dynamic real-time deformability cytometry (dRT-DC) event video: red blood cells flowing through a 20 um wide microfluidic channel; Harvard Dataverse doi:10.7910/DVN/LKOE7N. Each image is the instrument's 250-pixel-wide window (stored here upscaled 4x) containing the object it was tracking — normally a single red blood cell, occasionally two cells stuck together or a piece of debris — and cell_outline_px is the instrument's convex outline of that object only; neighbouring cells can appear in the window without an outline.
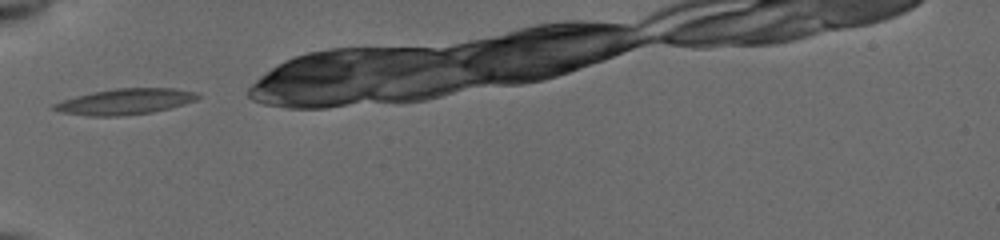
{"species": "common noctule bat (a hibernating species)", "species_latin": "Nyctalus noctula", "temperature_condition": "cold", "stored_images_in_passage": 22, "camera_frame_rate_fps": 3000, "um_per_image_px": 0.085, "animal": {"sex": "female", "body_mass_g": 19.5, "forearm_length_mm": 54.1}, "frame": {"image": 1, "passage_image": 1, "time_ms": 0.0, "image_size_px": [1000, 240], "cell_outline_px": [[200, 96], [196, 100], [184, 104], [152, 112], [120, 116], [92, 116], [60, 112], [48, 108], [52, 104], [76, 96], [92, 92], [116, 88], [172, 88], [196, 92]], "centroid_in_image_um": [10.6, 8.63], "position_along_channel_um": 74.4, "area_um2": 21.56}}
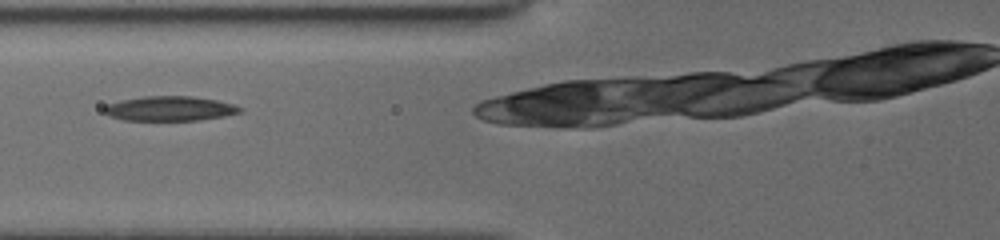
{"frame": {"image": 2, "passage_image": 4, "time_ms": 1.0, "image_size_px": [1000, 240], "cell_outline_px": [[244, 108], [240, 112], [224, 116], [196, 120], [124, 120], [112, 116], [104, 112], [100, 108], [108, 104], [120, 100], [144, 96], [192, 96], [216, 100], [232, 104]], "centroid_in_image_um": [14.41, 9.22], "position_along_channel_um": 111.4, "area_um2": 19.42}}